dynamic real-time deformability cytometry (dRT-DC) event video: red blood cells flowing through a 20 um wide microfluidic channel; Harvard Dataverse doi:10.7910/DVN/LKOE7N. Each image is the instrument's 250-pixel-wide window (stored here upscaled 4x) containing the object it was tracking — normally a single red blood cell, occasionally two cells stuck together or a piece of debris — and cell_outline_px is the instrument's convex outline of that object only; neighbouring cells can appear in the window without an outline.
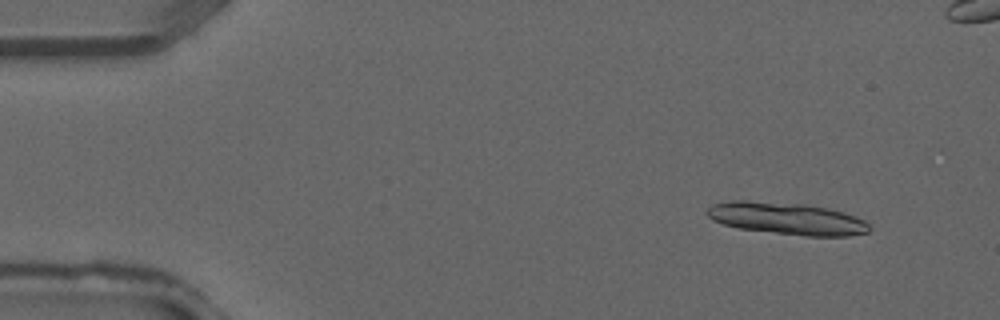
{"species": "common noctule bat (a hibernating species)", "species_latin": "Nyctalus noctula", "temperature_condition": "warm", "stored_images_in_passage": 20, "camera_frame_rate_fps": 3000, "um_per_image_px": 0.085, "animal": {"sex": "male", "forearm_length_mm": 52.5}, "frame": {"image": 1, "passage_image": 4, "time_ms": 1.0, "image_size_px": [1000, 320], "cell_outline_px": [[872, 228], [868, 232], [848, 236], [804, 236], [740, 228], [724, 224], [712, 220], [704, 212], [712, 204], [732, 200], [744, 200], [804, 204], [828, 208], [856, 216], [864, 220]], "centroid_in_image_um": [66.89, 18.57], "position_along_channel_um": 18.1, "area_um2": 30.35}}